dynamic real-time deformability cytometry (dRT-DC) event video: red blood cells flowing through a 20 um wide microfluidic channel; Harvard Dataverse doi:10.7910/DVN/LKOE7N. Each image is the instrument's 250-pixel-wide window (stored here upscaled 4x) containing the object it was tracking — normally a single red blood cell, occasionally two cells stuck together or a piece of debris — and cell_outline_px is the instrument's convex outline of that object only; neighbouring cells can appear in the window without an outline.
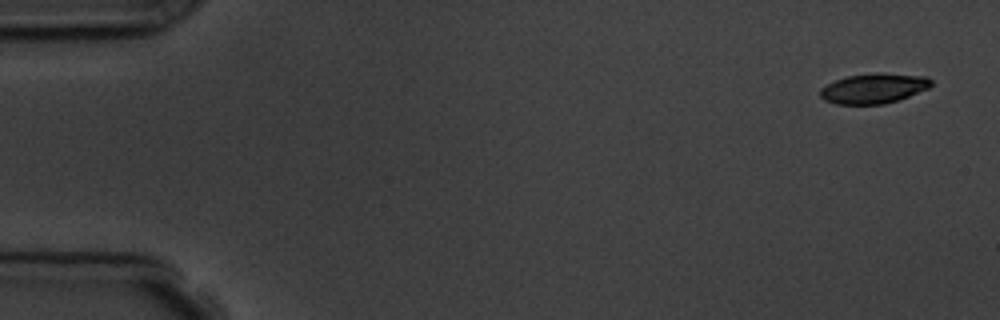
{"species": "common noctule bat (a hibernating species)", "species_latin": "Nyctalus noctula", "temperature_condition": "room temperature", "stored_images_in_passage": 6, "camera_frame_rate_fps": 3000, "um_per_image_px": 0.085, "animal": {"sex": "male", "body_mass_g": 19.5, "forearm_length_mm": 54.6}, "frame": {"image": 1, "passage_image": 1, "time_ms": 0.0, "image_size_px": [1000, 320], "cell_outline_px": [[932, 84], [928, 88], [908, 96], [884, 104], [836, 104], [824, 100], [820, 96], [820, 88], [836, 80], [848, 76], [880, 72], [928, 76], [932, 80]], "centroid_in_image_um": [74.27, 7.5], "position_along_channel_um": 10.7, "area_um2": 19.36}}
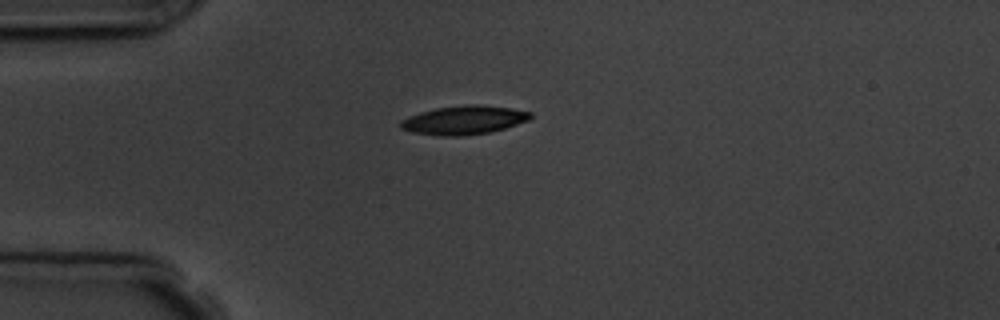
{"frame": {"image": 2, "passage_image": 4, "time_ms": 4.0, "image_size_px": [1000, 320], "cell_outline_px": [[532, 116], [528, 120], [504, 128], [488, 132], [460, 136], [440, 136], [412, 132], [400, 128], [400, 120], [408, 116], [420, 112], [436, 108], [472, 104], [476, 104], [512, 108], [532, 112]], "centroid_in_image_um": [39.4, 10.2], "position_along_channel_um": 45.6, "area_um2": 21.62}}